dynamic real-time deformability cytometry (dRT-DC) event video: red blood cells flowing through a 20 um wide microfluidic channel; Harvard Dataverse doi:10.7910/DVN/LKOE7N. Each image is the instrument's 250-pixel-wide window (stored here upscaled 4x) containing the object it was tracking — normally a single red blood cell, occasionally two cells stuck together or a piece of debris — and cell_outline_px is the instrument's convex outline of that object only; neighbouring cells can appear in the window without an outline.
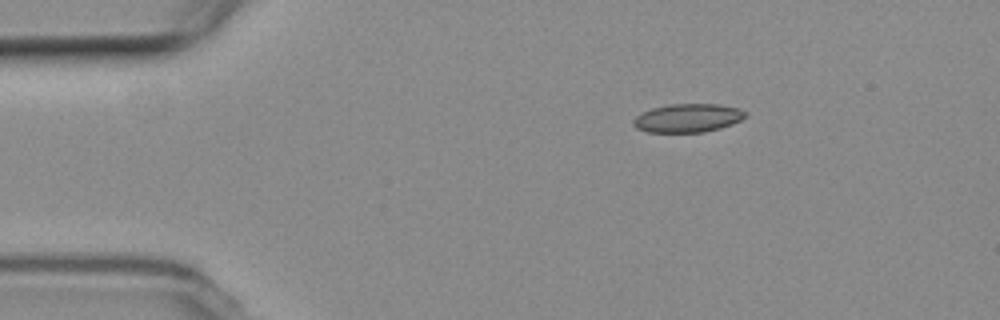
{"species": "common noctule bat (a hibernating species)", "species_latin": "Nyctalus noctula", "temperature_condition": "room temperature", "stored_images_in_passage": 3, "segment_of_instrument_passage": [1, 2], "camera_frame_rate_fps": 3000, "um_per_image_px": 0.085, "animal": {"sex": "female", "body_mass_g": 19.3, "forearm_length_mm": 54.1}, "frame": {"image": 1, "passage_image": 1, "time_ms": 0.0, "image_size_px": [1000, 320], "cell_outline_px": [[748, 112], [740, 120], [732, 124], [720, 128], [704, 132], [648, 132], [636, 128], [632, 124], [632, 120], [636, 116], [652, 108], [668, 104], [720, 104], [740, 108]], "centroid_in_image_um": [58.46, 10.02], "position_along_channel_um": 26.5, "area_um2": 18.67}}